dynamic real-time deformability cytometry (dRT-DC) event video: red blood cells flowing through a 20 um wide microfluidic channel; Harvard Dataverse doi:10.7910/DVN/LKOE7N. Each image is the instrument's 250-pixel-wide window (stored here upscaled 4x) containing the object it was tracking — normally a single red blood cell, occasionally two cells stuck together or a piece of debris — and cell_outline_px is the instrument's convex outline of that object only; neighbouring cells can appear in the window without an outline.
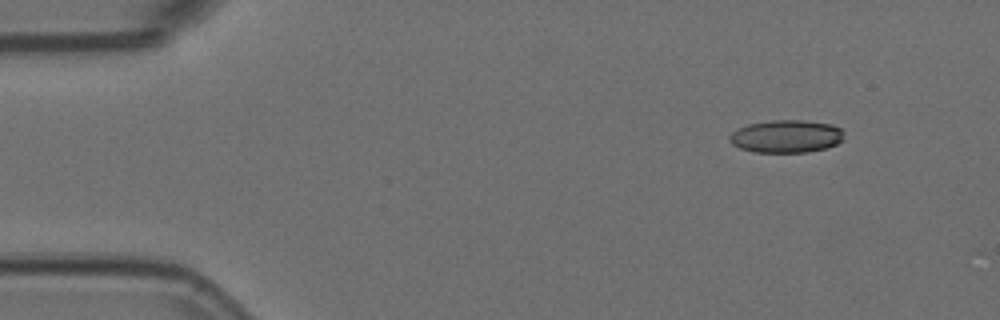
{"species": "Egyptian fruit bat (a non-hibernating species)", "species_latin": "Rousettus aegyptiacus", "temperature_condition": "room temperature", "stored_images_in_passage": 5, "camera_frame_rate_fps": 3000, "um_per_image_px": 0.085, "animal": {"sex": "female"}, "frame": {"image": 1, "passage_image": 2, "time_ms": 0.333, "image_size_px": [1000, 320], "cell_outline_px": [[844, 140], [828, 148], [808, 152], [752, 152], [740, 148], [732, 144], [728, 140], [728, 136], [732, 132], [748, 124], [772, 120], [804, 120], [832, 124], [840, 128], [844, 132]], "centroid_in_image_um": [66.85, 11.59], "position_along_channel_um": 18.1, "area_um2": 22.08}}
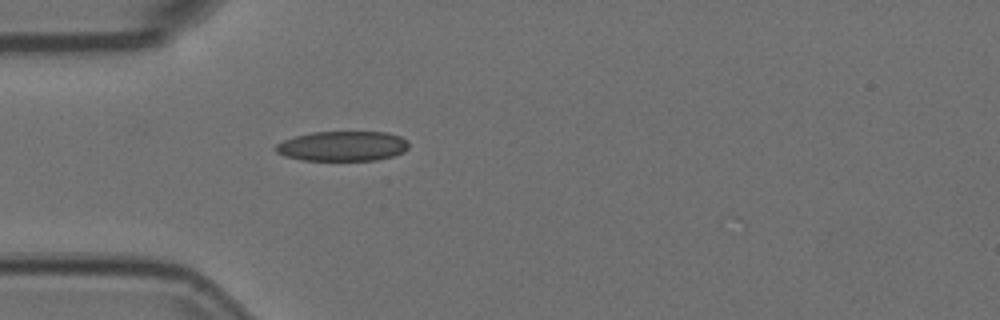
{"frame": {"image": 2, "passage_image": 5, "time_ms": 1.333, "image_size_px": [1000, 320], "cell_outline_px": [[408, 148], [404, 152], [392, 156], [376, 160], [300, 160], [284, 156], [276, 152], [272, 148], [276, 144], [284, 140], [296, 136], [312, 132], [388, 132], [400, 136], [408, 140]], "centroid_in_image_um": [29.1, 12.42], "position_along_channel_um": 55.9, "area_um2": 23.35}}